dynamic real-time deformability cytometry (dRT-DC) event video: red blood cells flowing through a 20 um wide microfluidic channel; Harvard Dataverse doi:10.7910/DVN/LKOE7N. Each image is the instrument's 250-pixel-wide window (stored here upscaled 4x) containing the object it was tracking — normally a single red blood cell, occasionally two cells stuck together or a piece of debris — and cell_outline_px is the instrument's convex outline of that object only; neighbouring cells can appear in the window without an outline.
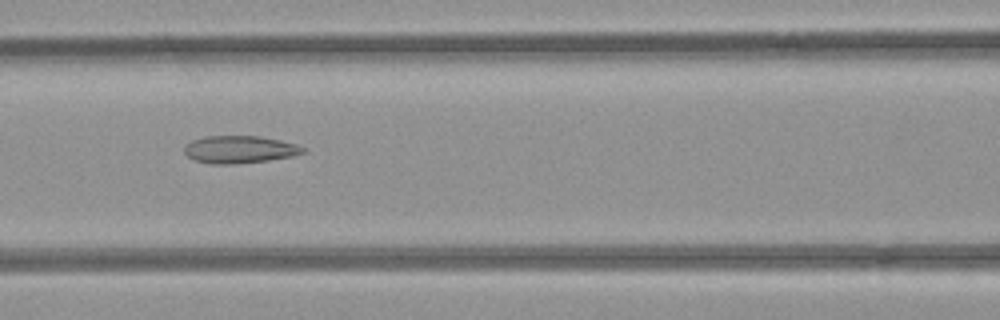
{"species": "common noctule bat (a hibernating species)", "species_latin": "Nyctalus noctula", "temperature_condition": "room temperature", "stored_images_in_passage": 34, "camera_frame_rate_fps": 3000, "um_per_image_px": 0.085, "animal": {"sex": "female", "body_mass_g": 21.9}, "frame": {"image": 1, "passage_image": 9, "time_ms": 2.667, "image_size_px": [1000, 320], "cell_outline_px": [[308, 152], [292, 156], [268, 160], [232, 164], [208, 164], [196, 160], [188, 156], [184, 152], [184, 144], [192, 140], [204, 136], [260, 136], [280, 140], [296, 144], [308, 148]], "centroid_in_image_um": [20.39, 12.7], "position_along_channel_um": 146.2, "area_um2": 19.19}}
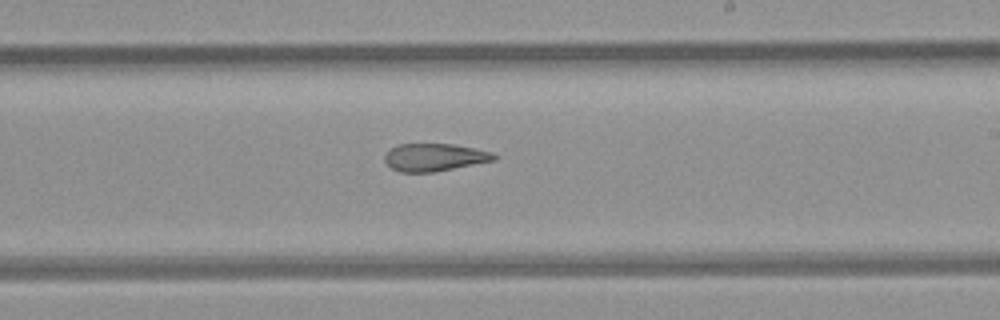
{"frame": {"image": 2, "passage_image": 17, "time_ms": 5.333, "image_size_px": [1000, 320], "cell_outline_px": [[500, 156], [496, 160], [436, 172], [400, 172], [392, 168], [384, 160], [384, 156], [396, 144], [452, 144], [492, 152]], "centroid_in_image_um": [36.96, 13.38], "position_along_channel_um": 252.0, "area_um2": 17.63}}
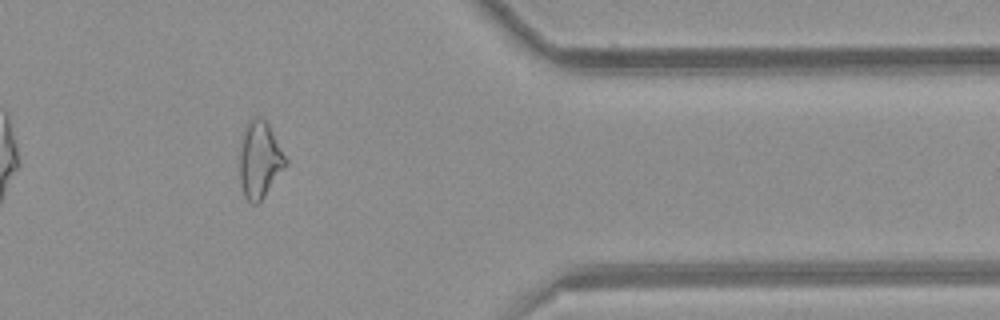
{"frame": {"image": 3, "passage_image": 29, "time_ms": 9.333, "image_size_px": [1000, 320], "cell_outline_px": [[288, 164], [264, 196], [256, 204], [252, 204], [244, 196], [240, 184], [240, 144], [244, 128], [248, 120], [252, 116], [256, 116], [264, 120], [268, 124], [288, 160]], "centroid_in_image_um": [22.06, 13.57], "position_along_channel_um": 389.3, "area_um2": 20.58}, "authors_computed_cell_mechanics": {"area_um2": 18.7561, "velocity_mm_per_s": 3.9799, "shape_relaxation_time_tau1_ms": null, "shape_relaxation_time_tau2_ms": 4.1288, "deformation_change_tau1": null, "deformation_change_tau2": 0.1416}}